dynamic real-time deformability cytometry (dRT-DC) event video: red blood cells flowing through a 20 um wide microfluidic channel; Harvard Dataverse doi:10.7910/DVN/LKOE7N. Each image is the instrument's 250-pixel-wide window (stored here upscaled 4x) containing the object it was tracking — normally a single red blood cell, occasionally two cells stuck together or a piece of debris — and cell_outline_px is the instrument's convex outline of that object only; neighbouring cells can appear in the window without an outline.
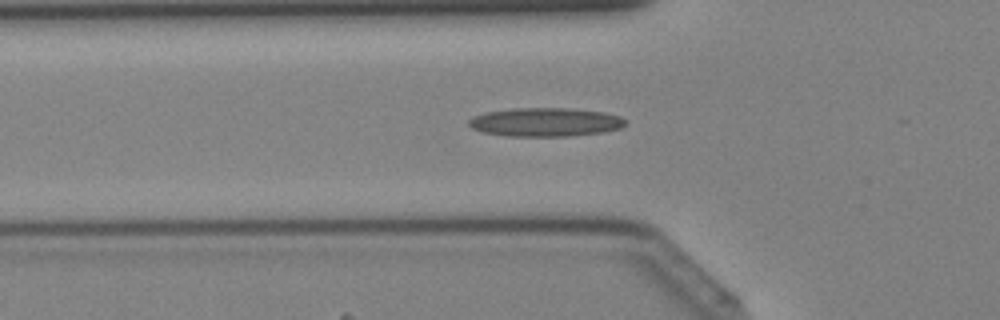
{"species": "Egyptian fruit bat (a non-hibernating species)", "species_latin": "Rousettus aegyptiacus", "temperature_condition": "cold", "stored_images_in_passage": 34, "segment_of_instrument_passage": [1, 2], "camera_frame_rate_fps": 3000, "um_per_image_px": 0.085, "animal": {"sex": "female"}, "frame": {"image": 1, "passage_image": 6, "time_ms": 1.667, "image_size_px": [1000, 320], "cell_outline_px": [[624, 124], [620, 128], [604, 132], [568, 136], [508, 136], [480, 132], [472, 128], [468, 124], [468, 120], [472, 116], [484, 112], [512, 108], [572, 108], [604, 112], [620, 116], [624, 120]], "centroid_in_image_um": [46.3, 10.37], "position_along_channel_um": 79.5, "area_um2": 26.36}}
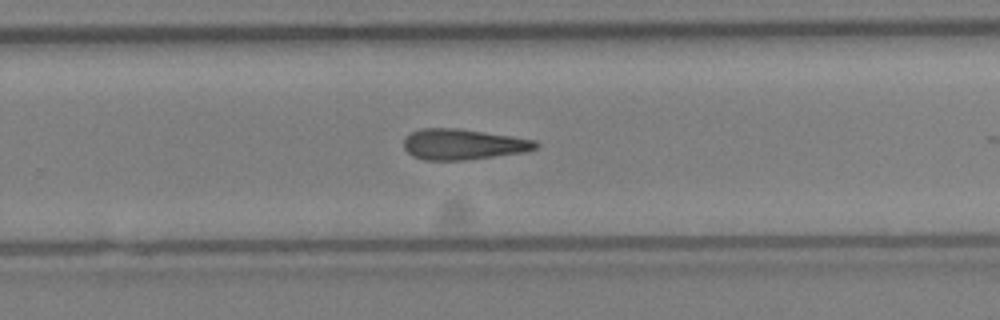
{"frame": {"image": 2, "passage_image": 19, "time_ms": 6.0, "image_size_px": [1000, 320], "cell_outline_px": [[540, 144], [536, 148], [528, 152], [464, 160], [424, 160], [412, 156], [404, 148], [404, 136], [420, 128], [456, 128], [512, 136], [536, 140]], "centroid_in_image_um": [39.37, 12.27], "position_along_channel_um": 290.4, "area_um2": 23.76}}
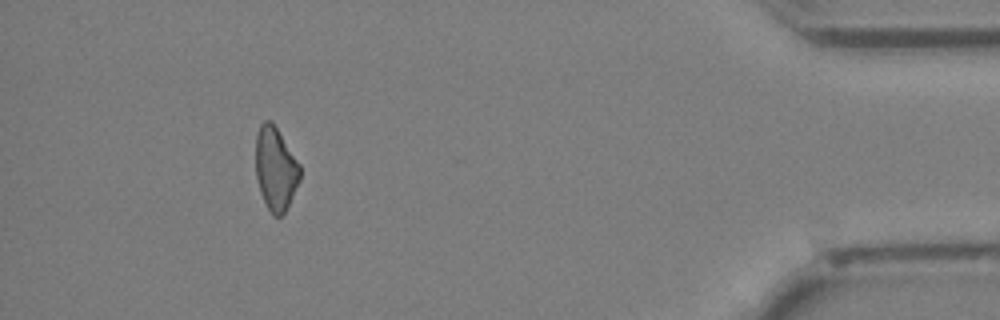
{"frame": {"image": 3, "passage_image": 30, "time_ms": 9.667, "image_size_px": [1000, 320], "cell_outline_px": [[300, 180], [284, 212], [280, 216], [272, 216], [260, 192], [256, 176], [256, 132], [260, 124], [264, 120], [272, 120], [300, 164]], "centroid_in_image_um": [23.41, 14.3], "position_along_channel_um": 411.8, "area_um2": 21.44}}